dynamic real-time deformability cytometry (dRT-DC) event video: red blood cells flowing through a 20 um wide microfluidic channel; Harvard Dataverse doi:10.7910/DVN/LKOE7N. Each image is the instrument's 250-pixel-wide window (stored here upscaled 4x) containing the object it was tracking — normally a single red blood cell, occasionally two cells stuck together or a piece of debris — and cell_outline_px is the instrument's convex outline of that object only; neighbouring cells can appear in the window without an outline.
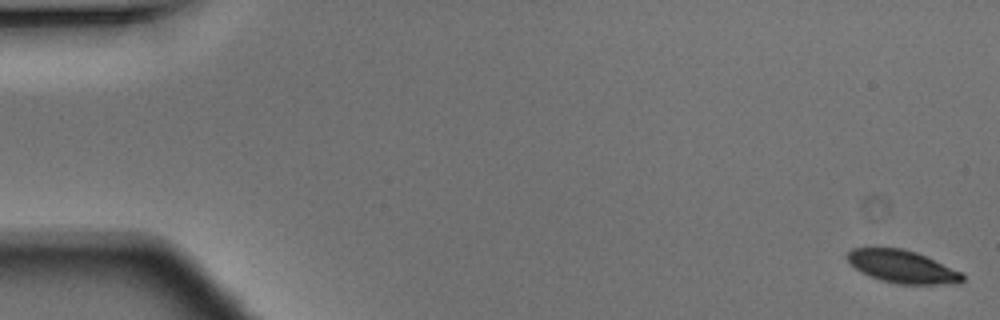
{"species": "Egyptian fruit bat (a non-hibernating species)", "species_latin": "Rousettus aegyptiacus", "temperature_condition": "warm", "stored_images_in_passage": 20, "segment_of_instrument_passage": [1, 2], "camera_frame_rate_fps": 3000, "um_per_image_px": 0.085, "animal": {"sex": "male"}, "frame": {"image": 1, "passage_image": 1, "time_ms": 0.0, "image_size_px": [1000, 320], "cell_outline_px": [[964, 280], [956, 284], [896, 284], [880, 280], [860, 272], [848, 260], [848, 252], [852, 248], [904, 248], [916, 252], [960, 272], [964, 276]], "centroid_in_image_um": [76.69, 22.67], "position_along_channel_um": 8.3, "area_um2": 21.68}}
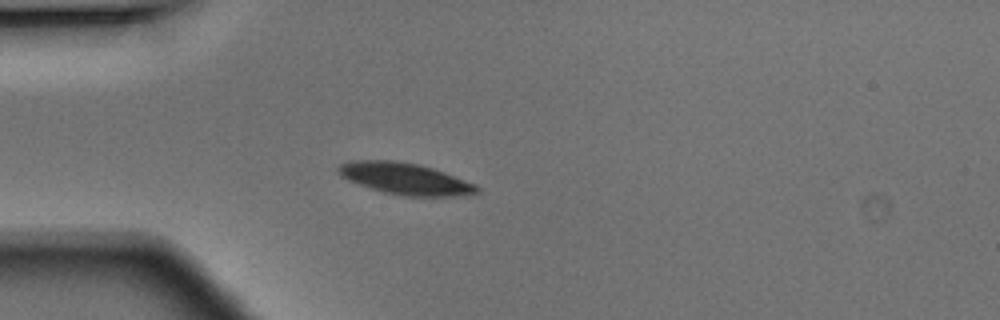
{"frame": {"image": 2, "passage_image": 14, "time_ms": 4.333, "image_size_px": [1000, 320], "cell_outline_px": [[480, 192], [464, 196], [404, 196], [384, 192], [348, 180], [340, 176], [336, 172], [336, 168], [340, 164], [352, 160], [392, 160], [420, 164], [444, 172], [476, 184], [480, 188]], "centroid_in_image_um": [34.44, 15.18], "position_along_channel_um": 50.6, "area_um2": 25.61}}